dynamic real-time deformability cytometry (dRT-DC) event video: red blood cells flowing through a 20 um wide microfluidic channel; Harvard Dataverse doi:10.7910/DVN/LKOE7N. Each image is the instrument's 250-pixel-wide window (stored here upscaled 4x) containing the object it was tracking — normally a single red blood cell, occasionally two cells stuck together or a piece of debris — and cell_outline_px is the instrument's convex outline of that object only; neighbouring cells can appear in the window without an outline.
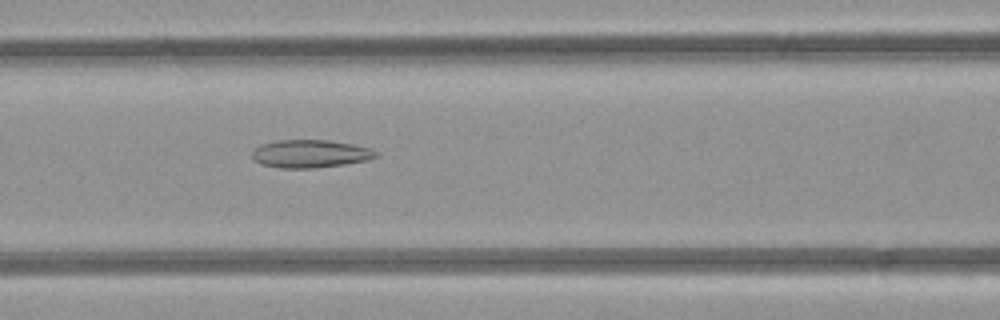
{"species": "common noctule bat (a hibernating species)", "species_latin": "Nyctalus noctula", "temperature_condition": "room temperature", "stored_images_in_passage": 48, "camera_frame_rate_fps": 3000, "um_per_image_px": 0.085, "animal": {"sex": "female", "body_mass_g": 21.9}, "frame": {"image": 1, "passage_image": 21, "time_ms": 6.667, "image_size_px": [1000, 320], "cell_outline_px": [[380, 156], [368, 160], [344, 164], [312, 168], [280, 168], [260, 164], [252, 160], [252, 152], [260, 144], [276, 140], [328, 140], [352, 144], [372, 148], [380, 152]], "centroid_in_image_um": [26.39, 13.07], "position_along_channel_um": 140.2, "area_um2": 20.4}}
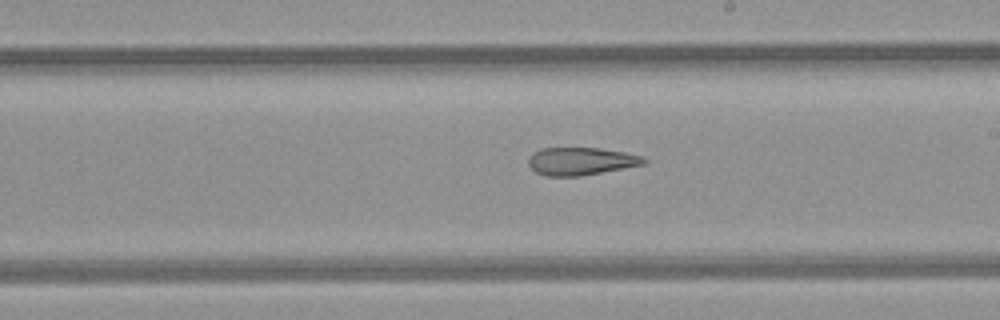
{"frame": {"image": 2, "passage_image": 28, "time_ms": 9.0, "image_size_px": [1000, 320], "cell_outline_px": [[648, 160], [644, 164], [624, 168], [580, 176], [544, 176], [536, 172], [528, 164], [528, 160], [540, 148], [600, 148], [624, 152], [644, 156]], "centroid_in_image_um": [49.41, 13.7], "position_along_channel_um": 239.6, "area_um2": 18.55}}
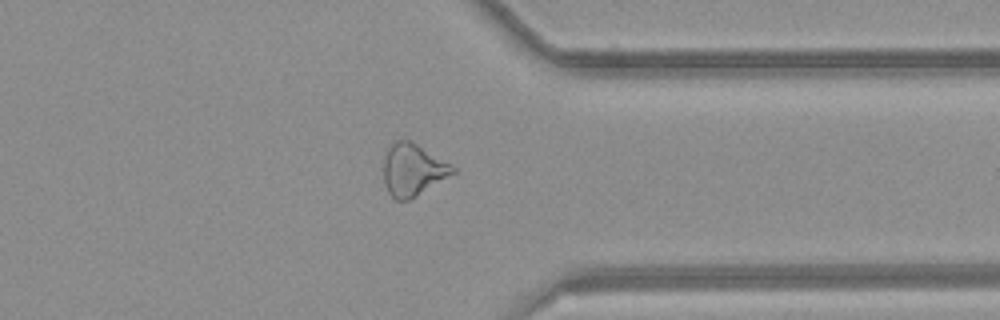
{"frame": {"image": 3, "passage_image": 38, "time_ms": 12.333, "image_size_px": [1000, 320], "cell_outline_px": [[456, 172], [416, 196], [408, 200], [396, 200], [388, 192], [384, 184], [384, 152], [396, 140], [412, 140], [452, 164], [456, 168]], "centroid_in_image_um": [35.09, 14.41], "position_along_channel_um": 376.3, "area_um2": 21.15}}